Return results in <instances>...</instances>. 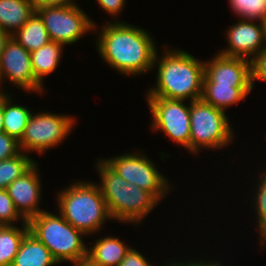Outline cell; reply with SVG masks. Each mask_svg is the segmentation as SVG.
<instances>
[{
	"label": "cell",
	"instance_id": "cell-36",
	"mask_svg": "<svg viewBox=\"0 0 266 266\" xmlns=\"http://www.w3.org/2000/svg\"><path fill=\"white\" fill-rule=\"evenodd\" d=\"M73 266H98V265L93 264L90 260L86 258L78 262L77 264H74Z\"/></svg>",
	"mask_w": 266,
	"mask_h": 266
},
{
	"label": "cell",
	"instance_id": "cell-3",
	"mask_svg": "<svg viewBox=\"0 0 266 266\" xmlns=\"http://www.w3.org/2000/svg\"><path fill=\"white\" fill-rule=\"evenodd\" d=\"M95 165L100 178L97 184L113 220L139 227L145 217L160 205L161 202L152 193L128 183L101 158H98Z\"/></svg>",
	"mask_w": 266,
	"mask_h": 266
},
{
	"label": "cell",
	"instance_id": "cell-17",
	"mask_svg": "<svg viewBox=\"0 0 266 266\" xmlns=\"http://www.w3.org/2000/svg\"><path fill=\"white\" fill-rule=\"evenodd\" d=\"M34 12L35 8L30 0H0V28L13 35Z\"/></svg>",
	"mask_w": 266,
	"mask_h": 266
},
{
	"label": "cell",
	"instance_id": "cell-35",
	"mask_svg": "<svg viewBox=\"0 0 266 266\" xmlns=\"http://www.w3.org/2000/svg\"><path fill=\"white\" fill-rule=\"evenodd\" d=\"M3 131V93L0 94V132Z\"/></svg>",
	"mask_w": 266,
	"mask_h": 266
},
{
	"label": "cell",
	"instance_id": "cell-23",
	"mask_svg": "<svg viewBox=\"0 0 266 266\" xmlns=\"http://www.w3.org/2000/svg\"><path fill=\"white\" fill-rule=\"evenodd\" d=\"M36 163L29 154L21 152L0 161V189H6L15 179L22 176Z\"/></svg>",
	"mask_w": 266,
	"mask_h": 266
},
{
	"label": "cell",
	"instance_id": "cell-26",
	"mask_svg": "<svg viewBox=\"0 0 266 266\" xmlns=\"http://www.w3.org/2000/svg\"><path fill=\"white\" fill-rule=\"evenodd\" d=\"M27 223V221L16 210L14 202L6 189H0V225H15L18 221Z\"/></svg>",
	"mask_w": 266,
	"mask_h": 266
},
{
	"label": "cell",
	"instance_id": "cell-32",
	"mask_svg": "<svg viewBox=\"0 0 266 266\" xmlns=\"http://www.w3.org/2000/svg\"><path fill=\"white\" fill-rule=\"evenodd\" d=\"M190 259V260H189ZM189 259H187V260H185L184 259V262H183V260L180 262V261H174V260H172V261H168L167 262V265H165L164 263H163V265L164 266H196V259H191V258H189Z\"/></svg>",
	"mask_w": 266,
	"mask_h": 266
},
{
	"label": "cell",
	"instance_id": "cell-16",
	"mask_svg": "<svg viewBox=\"0 0 266 266\" xmlns=\"http://www.w3.org/2000/svg\"><path fill=\"white\" fill-rule=\"evenodd\" d=\"M58 262L48 248L29 231L22 239L11 266H53Z\"/></svg>",
	"mask_w": 266,
	"mask_h": 266
},
{
	"label": "cell",
	"instance_id": "cell-34",
	"mask_svg": "<svg viewBox=\"0 0 266 266\" xmlns=\"http://www.w3.org/2000/svg\"><path fill=\"white\" fill-rule=\"evenodd\" d=\"M10 37H11L10 34H8L7 32H5L0 28V55Z\"/></svg>",
	"mask_w": 266,
	"mask_h": 266
},
{
	"label": "cell",
	"instance_id": "cell-18",
	"mask_svg": "<svg viewBox=\"0 0 266 266\" xmlns=\"http://www.w3.org/2000/svg\"><path fill=\"white\" fill-rule=\"evenodd\" d=\"M252 87H231L203 84L201 99L224 112L228 107L240 104L251 93Z\"/></svg>",
	"mask_w": 266,
	"mask_h": 266
},
{
	"label": "cell",
	"instance_id": "cell-28",
	"mask_svg": "<svg viewBox=\"0 0 266 266\" xmlns=\"http://www.w3.org/2000/svg\"><path fill=\"white\" fill-rule=\"evenodd\" d=\"M257 80L266 82V49L251 60L252 90L255 88V82Z\"/></svg>",
	"mask_w": 266,
	"mask_h": 266
},
{
	"label": "cell",
	"instance_id": "cell-33",
	"mask_svg": "<svg viewBox=\"0 0 266 266\" xmlns=\"http://www.w3.org/2000/svg\"><path fill=\"white\" fill-rule=\"evenodd\" d=\"M215 261V262H214ZM196 266H224L222 265L221 262H219L218 260H214V259H196Z\"/></svg>",
	"mask_w": 266,
	"mask_h": 266
},
{
	"label": "cell",
	"instance_id": "cell-13",
	"mask_svg": "<svg viewBox=\"0 0 266 266\" xmlns=\"http://www.w3.org/2000/svg\"><path fill=\"white\" fill-rule=\"evenodd\" d=\"M203 84L231 87H252L251 61L241 57H227L217 52L204 61Z\"/></svg>",
	"mask_w": 266,
	"mask_h": 266
},
{
	"label": "cell",
	"instance_id": "cell-31",
	"mask_svg": "<svg viewBox=\"0 0 266 266\" xmlns=\"http://www.w3.org/2000/svg\"><path fill=\"white\" fill-rule=\"evenodd\" d=\"M33 3L34 8L40 6H52V5H77L75 0H30Z\"/></svg>",
	"mask_w": 266,
	"mask_h": 266
},
{
	"label": "cell",
	"instance_id": "cell-10",
	"mask_svg": "<svg viewBox=\"0 0 266 266\" xmlns=\"http://www.w3.org/2000/svg\"><path fill=\"white\" fill-rule=\"evenodd\" d=\"M152 115L151 130L163 132L174 143L190 153V101L146 97Z\"/></svg>",
	"mask_w": 266,
	"mask_h": 266
},
{
	"label": "cell",
	"instance_id": "cell-9",
	"mask_svg": "<svg viewBox=\"0 0 266 266\" xmlns=\"http://www.w3.org/2000/svg\"><path fill=\"white\" fill-rule=\"evenodd\" d=\"M35 12L42 19L50 40L64 46L78 42L97 25L78 4L40 6Z\"/></svg>",
	"mask_w": 266,
	"mask_h": 266
},
{
	"label": "cell",
	"instance_id": "cell-29",
	"mask_svg": "<svg viewBox=\"0 0 266 266\" xmlns=\"http://www.w3.org/2000/svg\"><path fill=\"white\" fill-rule=\"evenodd\" d=\"M102 10L112 16L114 19L111 22H119L118 17L126 5V0H96Z\"/></svg>",
	"mask_w": 266,
	"mask_h": 266
},
{
	"label": "cell",
	"instance_id": "cell-24",
	"mask_svg": "<svg viewBox=\"0 0 266 266\" xmlns=\"http://www.w3.org/2000/svg\"><path fill=\"white\" fill-rule=\"evenodd\" d=\"M238 19L266 21V0H228Z\"/></svg>",
	"mask_w": 266,
	"mask_h": 266
},
{
	"label": "cell",
	"instance_id": "cell-27",
	"mask_svg": "<svg viewBox=\"0 0 266 266\" xmlns=\"http://www.w3.org/2000/svg\"><path fill=\"white\" fill-rule=\"evenodd\" d=\"M21 153L19 141L5 132H0V161Z\"/></svg>",
	"mask_w": 266,
	"mask_h": 266
},
{
	"label": "cell",
	"instance_id": "cell-25",
	"mask_svg": "<svg viewBox=\"0 0 266 266\" xmlns=\"http://www.w3.org/2000/svg\"><path fill=\"white\" fill-rule=\"evenodd\" d=\"M260 177H256L258 181H253L256 184V187L253 186L256 191L253 189L255 196L252 195V200L254 201H250L253 202L254 205L251 206L254 207L253 211L256 212L254 214L257 215L254 220H256L255 228L259 236L266 230V170L261 172Z\"/></svg>",
	"mask_w": 266,
	"mask_h": 266
},
{
	"label": "cell",
	"instance_id": "cell-7",
	"mask_svg": "<svg viewBox=\"0 0 266 266\" xmlns=\"http://www.w3.org/2000/svg\"><path fill=\"white\" fill-rule=\"evenodd\" d=\"M49 111L32 113L19 140L21 152L41 155L60 145L74 130L76 117Z\"/></svg>",
	"mask_w": 266,
	"mask_h": 266
},
{
	"label": "cell",
	"instance_id": "cell-8",
	"mask_svg": "<svg viewBox=\"0 0 266 266\" xmlns=\"http://www.w3.org/2000/svg\"><path fill=\"white\" fill-rule=\"evenodd\" d=\"M134 152L127 151L119 156L101 159L128 183L152 193L161 202L173 191L171 182L157 169L158 166H155L154 161L150 160L145 152Z\"/></svg>",
	"mask_w": 266,
	"mask_h": 266
},
{
	"label": "cell",
	"instance_id": "cell-37",
	"mask_svg": "<svg viewBox=\"0 0 266 266\" xmlns=\"http://www.w3.org/2000/svg\"><path fill=\"white\" fill-rule=\"evenodd\" d=\"M258 239L260 240L259 243L260 248L262 247L266 248V230L259 236Z\"/></svg>",
	"mask_w": 266,
	"mask_h": 266
},
{
	"label": "cell",
	"instance_id": "cell-1",
	"mask_svg": "<svg viewBox=\"0 0 266 266\" xmlns=\"http://www.w3.org/2000/svg\"><path fill=\"white\" fill-rule=\"evenodd\" d=\"M96 26L95 43L103 63L127 77L152 71L159 47L149 31L122 20Z\"/></svg>",
	"mask_w": 266,
	"mask_h": 266
},
{
	"label": "cell",
	"instance_id": "cell-21",
	"mask_svg": "<svg viewBox=\"0 0 266 266\" xmlns=\"http://www.w3.org/2000/svg\"><path fill=\"white\" fill-rule=\"evenodd\" d=\"M11 37L29 52L37 50L51 41L42 19L36 12Z\"/></svg>",
	"mask_w": 266,
	"mask_h": 266
},
{
	"label": "cell",
	"instance_id": "cell-14",
	"mask_svg": "<svg viewBox=\"0 0 266 266\" xmlns=\"http://www.w3.org/2000/svg\"><path fill=\"white\" fill-rule=\"evenodd\" d=\"M38 167L36 162L6 188L16 210L26 221L44 211L40 208L42 182Z\"/></svg>",
	"mask_w": 266,
	"mask_h": 266
},
{
	"label": "cell",
	"instance_id": "cell-4",
	"mask_svg": "<svg viewBox=\"0 0 266 266\" xmlns=\"http://www.w3.org/2000/svg\"><path fill=\"white\" fill-rule=\"evenodd\" d=\"M57 194L59 214L86 236L99 233L106 221L113 220L95 182L76 180Z\"/></svg>",
	"mask_w": 266,
	"mask_h": 266
},
{
	"label": "cell",
	"instance_id": "cell-6",
	"mask_svg": "<svg viewBox=\"0 0 266 266\" xmlns=\"http://www.w3.org/2000/svg\"><path fill=\"white\" fill-rule=\"evenodd\" d=\"M226 112L202 99L190 102V154L220 150L234 141V129ZM198 153V154H197Z\"/></svg>",
	"mask_w": 266,
	"mask_h": 266
},
{
	"label": "cell",
	"instance_id": "cell-5",
	"mask_svg": "<svg viewBox=\"0 0 266 266\" xmlns=\"http://www.w3.org/2000/svg\"><path fill=\"white\" fill-rule=\"evenodd\" d=\"M58 214V215H57ZM29 232L42 242L59 263L77 264L87 258L84 234L67 222L59 212L43 211L28 221Z\"/></svg>",
	"mask_w": 266,
	"mask_h": 266
},
{
	"label": "cell",
	"instance_id": "cell-15",
	"mask_svg": "<svg viewBox=\"0 0 266 266\" xmlns=\"http://www.w3.org/2000/svg\"><path fill=\"white\" fill-rule=\"evenodd\" d=\"M93 242L94 244L87 248V259L98 266H119L132 248L112 235L100 236Z\"/></svg>",
	"mask_w": 266,
	"mask_h": 266
},
{
	"label": "cell",
	"instance_id": "cell-22",
	"mask_svg": "<svg viewBox=\"0 0 266 266\" xmlns=\"http://www.w3.org/2000/svg\"><path fill=\"white\" fill-rule=\"evenodd\" d=\"M29 231L28 223L0 225V266H11L25 234Z\"/></svg>",
	"mask_w": 266,
	"mask_h": 266
},
{
	"label": "cell",
	"instance_id": "cell-20",
	"mask_svg": "<svg viewBox=\"0 0 266 266\" xmlns=\"http://www.w3.org/2000/svg\"><path fill=\"white\" fill-rule=\"evenodd\" d=\"M9 94L3 93V132L19 141L33 112L25 105L16 104Z\"/></svg>",
	"mask_w": 266,
	"mask_h": 266
},
{
	"label": "cell",
	"instance_id": "cell-19",
	"mask_svg": "<svg viewBox=\"0 0 266 266\" xmlns=\"http://www.w3.org/2000/svg\"><path fill=\"white\" fill-rule=\"evenodd\" d=\"M64 45L50 41L37 50L30 52L34 76L44 85V77L55 72L61 62Z\"/></svg>",
	"mask_w": 266,
	"mask_h": 266
},
{
	"label": "cell",
	"instance_id": "cell-11",
	"mask_svg": "<svg viewBox=\"0 0 266 266\" xmlns=\"http://www.w3.org/2000/svg\"><path fill=\"white\" fill-rule=\"evenodd\" d=\"M5 81L26 94L30 92L43 95L45 91V86L34 76L30 52L12 37L9 38L0 55L1 93H8L3 89Z\"/></svg>",
	"mask_w": 266,
	"mask_h": 266
},
{
	"label": "cell",
	"instance_id": "cell-2",
	"mask_svg": "<svg viewBox=\"0 0 266 266\" xmlns=\"http://www.w3.org/2000/svg\"><path fill=\"white\" fill-rule=\"evenodd\" d=\"M162 47H165L162 56L157 51L153 63V69L157 67L156 82L145 92L146 97H163L187 102L201 99L204 60H198L188 51L179 48L168 49L167 45Z\"/></svg>",
	"mask_w": 266,
	"mask_h": 266
},
{
	"label": "cell",
	"instance_id": "cell-30",
	"mask_svg": "<svg viewBox=\"0 0 266 266\" xmlns=\"http://www.w3.org/2000/svg\"><path fill=\"white\" fill-rule=\"evenodd\" d=\"M148 260L139 250L132 247L119 266H157Z\"/></svg>",
	"mask_w": 266,
	"mask_h": 266
},
{
	"label": "cell",
	"instance_id": "cell-12",
	"mask_svg": "<svg viewBox=\"0 0 266 266\" xmlns=\"http://www.w3.org/2000/svg\"><path fill=\"white\" fill-rule=\"evenodd\" d=\"M256 22V23H255ZM227 47L219 54L252 60L266 49L265 23L257 20L238 19L225 31Z\"/></svg>",
	"mask_w": 266,
	"mask_h": 266
}]
</instances>
